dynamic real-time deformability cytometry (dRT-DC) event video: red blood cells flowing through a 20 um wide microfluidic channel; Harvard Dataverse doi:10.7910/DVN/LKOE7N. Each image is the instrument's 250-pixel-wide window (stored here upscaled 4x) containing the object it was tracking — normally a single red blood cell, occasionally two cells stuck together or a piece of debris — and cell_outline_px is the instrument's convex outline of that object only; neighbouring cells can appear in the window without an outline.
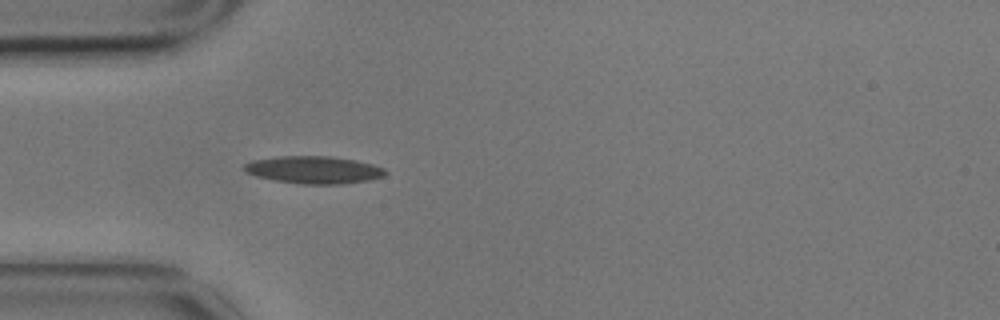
{"species": "common noctule bat (a hibernating species)", "species_latin": "Nyctalus noctula", "temperature_condition": "cold", "stored_images_in_passage": 4, "camera_frame_rate_fps": 3000, "um_per_image_px": 0.085, "animal": {"sex": "male", "body_mass_g": 17.9}, "frame": {"image": 1, "passage_image": 4, "time_ms": 1.0, "image_size_px": [1000, 320], "cell_outline_px": [[388, 172], [384, 176], [368, 180], [340, 184], [300, 184], [272, 180], [256, 176], [248, 172], [244, 168], [244, 164], [252, 160], [276, 156], [328, 156], [356, 160], [372, 164], [384, 168]], "centroid_in_image_um": [26.68, 14.43], "position_along_channel_um": 58.3, "area_um2": 22.6}}